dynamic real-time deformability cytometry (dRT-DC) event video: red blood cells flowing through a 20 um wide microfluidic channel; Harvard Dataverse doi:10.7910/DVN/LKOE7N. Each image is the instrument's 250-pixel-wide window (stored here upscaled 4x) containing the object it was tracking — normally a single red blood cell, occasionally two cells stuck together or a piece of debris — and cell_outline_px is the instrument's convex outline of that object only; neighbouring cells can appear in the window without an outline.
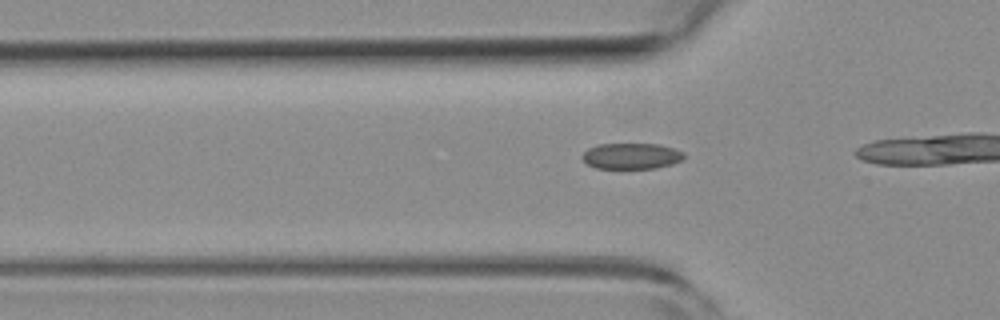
{"species": "common noctule bat (a hibernating species)", "species_latin": "Nyctalus noctula", "temperature_condition": "room temperature", "stored_images_in_passage": 12, "camera_frame_rate_fps": 3000, "um_per_image_px": 0.085, "animal": {"sex": "female", "body_mass_g": 19.3, "forearm_length_mm": 54.1}, "frame": {"image": 1, "passage_image": 9, "time_ms": 2.667, "image_size_px": [1000, 320], "cell_outline_px": [[684, 160], [672, 164], [656, 168], [596, 168], [588, 164], [580, 156], [588, 148], [600, 144], [660, 144], [684, 152]], "centroid_in_image_um": [53.69, 13.26], "position_along_channel_um": 72.1, "area_um2": 15.37}}